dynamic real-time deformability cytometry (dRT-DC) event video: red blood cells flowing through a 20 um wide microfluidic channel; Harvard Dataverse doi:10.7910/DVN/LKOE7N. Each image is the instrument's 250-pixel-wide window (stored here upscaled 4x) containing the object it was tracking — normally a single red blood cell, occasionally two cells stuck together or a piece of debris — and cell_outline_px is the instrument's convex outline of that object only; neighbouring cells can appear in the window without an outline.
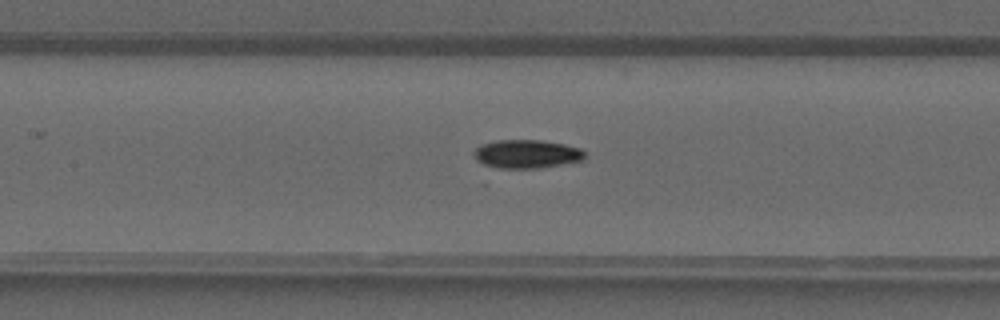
{"species": "common noctule bat (a hibernating species)", "species_latin": "Nyctalus noctula", "temperature_condition": "warm", "stored_images_in_passage": 41, "camera_frame_rate_fps": 3000, "um_per_image_px": 0.085, "animal": {"sex": "male", "forearm_length_mm": 52.5}, "frame": {"image": 1, "passage_image": 19, "time_ms": 6.0, "image_size_px": [1000, 320], "cell_outline_px": [[584, 160], [536, 168], [500, 168], [484, 164], [476, 160], [472, 152], [480, 144], [496, 140], [540, 140], [564, 144], [580, 148], [584, 152]], "centroid_in_image_um": [44.73, 13.08], "position_along_channel_um": 162.7, "area_um2": 18.32}}
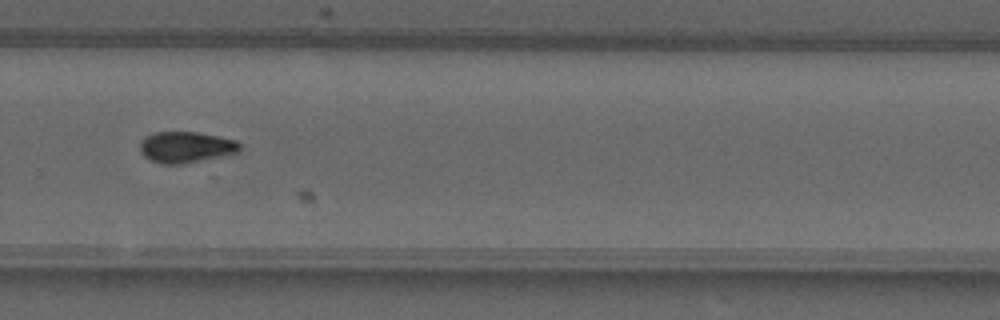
{"frame": {"image": 2, "passage_image": 28, "time_ms": 9.0, "image_size_px": [1000, 320], "cell_outline_px": [[240, 152], [184, 164], [160, 164], [144, 156], [140, 152], [140, 140], [144, 136], [152, 132], [196, 132], [220, 136], [236, 140], [240, 144]], "centroid_in_image_um": [15.79, 12.5], "position_along_channel_um": 314.0, "area_um2": 18.32}}
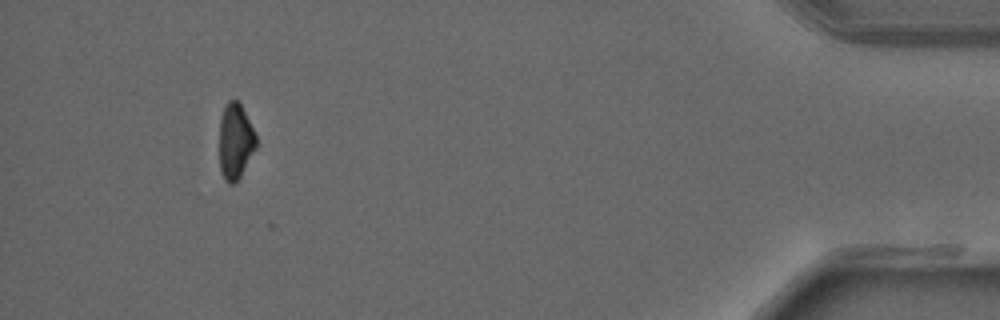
{"frame": {"image": 3, "passage_image": 38, "time_ms": 12.333, "image_size_px": [1000, 320], "cell_outline_px": [[256, 148], [240, 176], [232, 184], [228, 184], [224, 180], [220, 168], [220, 120], [224, 108], [228, 100], [236, 100], [240, 104], [256, 136]], "centroid_in_image_um": [19.99, 12.03], "position_along_channel_um": 415.2, "area_um2": 15.84}}